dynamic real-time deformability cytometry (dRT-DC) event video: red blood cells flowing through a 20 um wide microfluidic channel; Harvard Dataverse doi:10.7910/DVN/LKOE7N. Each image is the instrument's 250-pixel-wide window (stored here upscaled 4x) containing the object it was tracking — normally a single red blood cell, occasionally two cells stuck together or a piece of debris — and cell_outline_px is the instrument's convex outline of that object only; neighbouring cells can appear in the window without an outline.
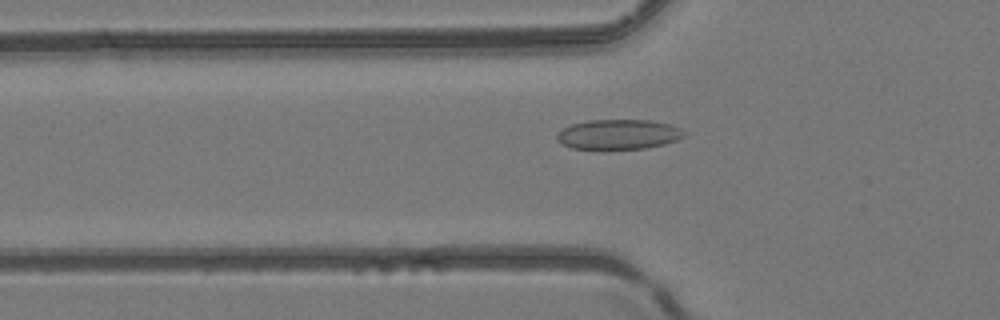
{"species": "common noctule bat (a hibernating species)", "species_latin": "Nyctalus noctula", "temperature_condition": "room temperature", "stored_images_in_passage": 40, "camera_frame_rate_fps": 3000, "um_per_image_px": 0.085, "animal": {"sex": "female", "body_mass_g": 24.6, "forearm_length_mm": 56.2}, "frame": {"image": 1, "passage_image": 17, "time_ms": 5.333, "image_size_px": [1000, 320], "cell_outline_px": [[688, 132], [684, 136], [676, 140], [664, 144], [644, 148], [604, 152], [572, 148], [556, 140], [556, 132], [572, 124], [588, 120], [652, 120], [672, 124]], "centroid_in_image_um": [52.56, 11.46], "position_along_channel_um": 73.2, "area_um2": 23.12}}
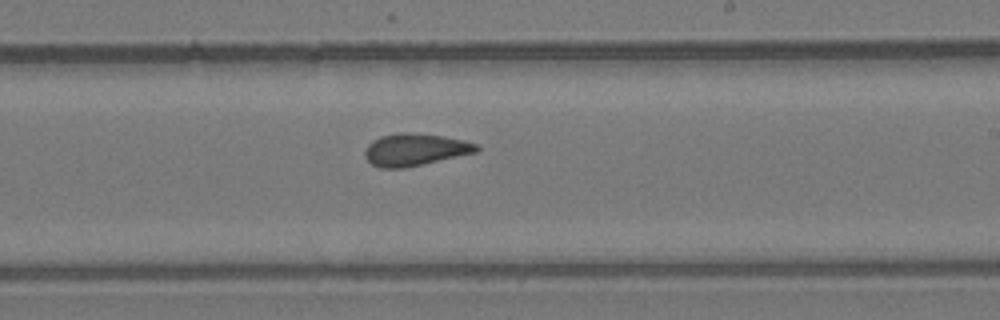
{"frame": {"image": 2, "passage_image": 30, "time_ms": 9.667, "image_size_px": [1000, 320], "cell_outline_px": [[480, 148], [476, 152], [404, 168], [380, 168], [372, 164], [364, 156], [364, 152], [368, 144], [372, 140], [380, 136], [396, 132], [408, 132], [444, 136], [464, 140], [476, 144]], "centroid_in_image_um": [35.24, 12.7], "position_along_channel_um": 253.8, "area_um2": 20.92}}
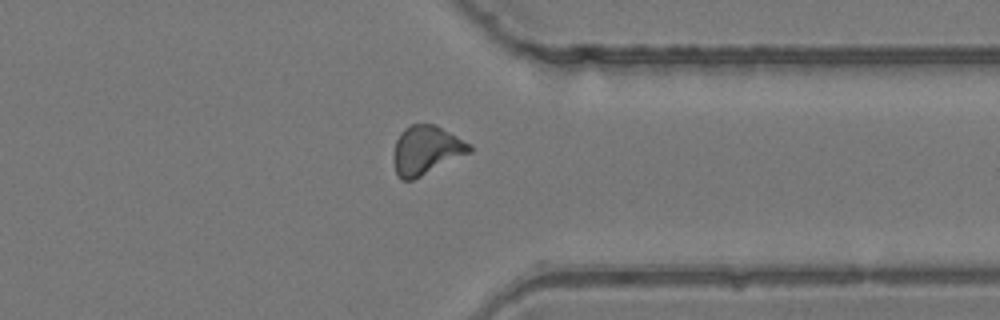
{"frame": {"image": 3, "passage_image": 39, "time_ms": 12.667, "image_size_px": [1000, 320], "cell_outline_px": [[472, 152], [412, 180], [400, 180], [396, 176], [392, 160], [392, 156], [396, 140], [400, 132], [404, 128], [412, 124], [436, 124], [472, 144]], "centroid_in_image_um": [36.21, 12.76], "position_along_channel_um": 375.2, "area_um2": 21.96}, "authors_computed_cell_mechanics": {"area_um2": 21.4149, "velocity_mm_per_s": 4.1509, "shape_relaxation_time_tau1_ms": null, "shape_relaxation_time_tau2_ms": 1.822, "deformation_change_tau1": null, "deformation_change_tau2": 0.0537}}